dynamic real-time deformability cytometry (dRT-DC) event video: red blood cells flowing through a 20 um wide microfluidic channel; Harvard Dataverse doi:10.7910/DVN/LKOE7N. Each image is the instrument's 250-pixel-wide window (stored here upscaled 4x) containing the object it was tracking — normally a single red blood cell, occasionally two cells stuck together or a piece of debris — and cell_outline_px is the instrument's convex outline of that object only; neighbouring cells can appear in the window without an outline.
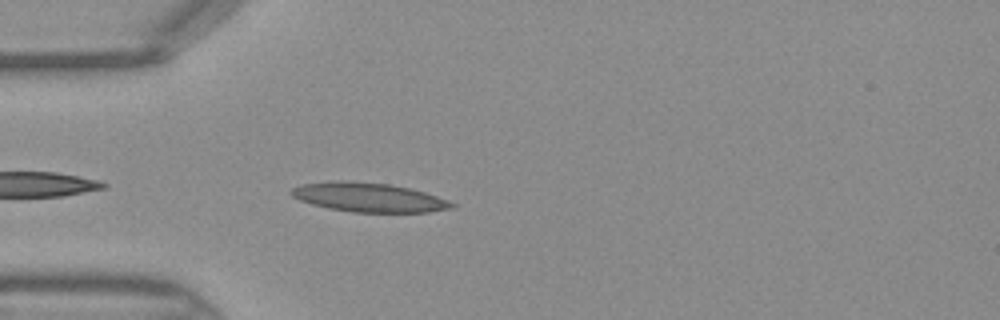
{"species": "Egyptian fruit bat (a non-hibernating species)", "species_latin": "Rousettus aegyptiacus", "temperature_condition": "warm", "stored_images_in_passage": 34, "camera_frame_rate_fps": 3000, "um_per_image_px": 0.085, "frame": {"image": 1, "passage_image": 2, "time_ms": 0.333, "image_size_px": [1000, 320], "cell_outline_px": [[456, 204], [452, 208], [428, 212], [352, 212], [328, 208], [312, 204], [300, 200], [292, 196], [288, 192], [292, 188], [300, 184], [340, 180], [344, 180], [388, 184], [408, 188], [424, 192], [448, 200]], "centroid_in_image_um": [31.3, 16.77], "position_along_channel_um": 53.7, "area_um2": 27.17}}
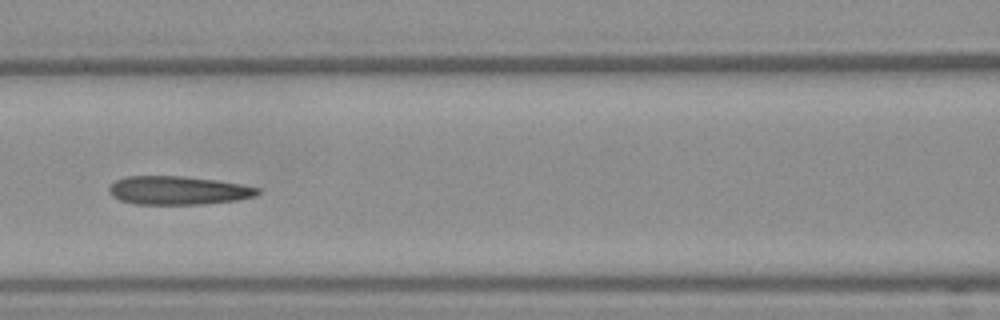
{"frame": {"image": 2, "passage_image": 9, "time_ms": 2.667, "image_size_px": [1000, 320], "cell_outline_px": [[260, 192], [256, 196], [236, 200], [204, 204], [132, 204], [120, 200], [112, 196], [108, 192], [108, 188], [116, 180], [124, 176], [184, 176], [216, 180], [244, 184], [260, 188]], "centroid_in_image_um": [15.14, 16.18], "position_along_channel_um": 151.5, "area_um2": 24.91}}
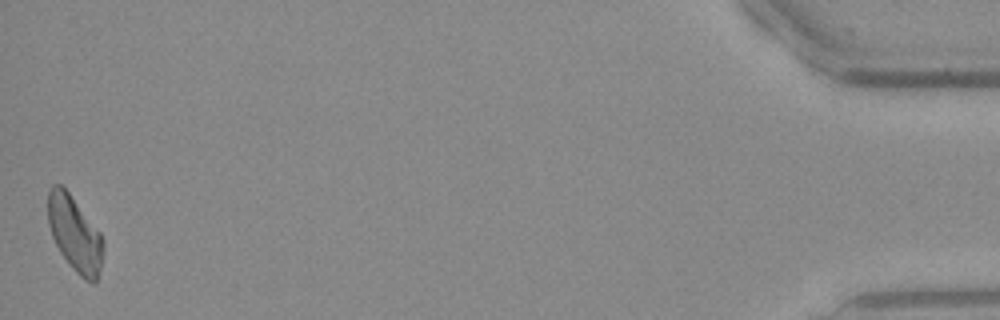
{"frame": {"image": 3, "passage_image": 34, "time_ms": 11.0, "image_size_px": [1000, 320], "cell_outline_px": [[104, 248], [100, 268], [96, 284], [92, 284], [84, 280], [76, 272], [60, 252], [52, 236], [48, 224], [48, 192], [52, 184], [60, 184], [68, 192], [100, 232], [104, 240]], "centroid_in_image_um": [6.37, 19.9], "position_along_channel_um": 428.8, "area_um2": 24.16}}